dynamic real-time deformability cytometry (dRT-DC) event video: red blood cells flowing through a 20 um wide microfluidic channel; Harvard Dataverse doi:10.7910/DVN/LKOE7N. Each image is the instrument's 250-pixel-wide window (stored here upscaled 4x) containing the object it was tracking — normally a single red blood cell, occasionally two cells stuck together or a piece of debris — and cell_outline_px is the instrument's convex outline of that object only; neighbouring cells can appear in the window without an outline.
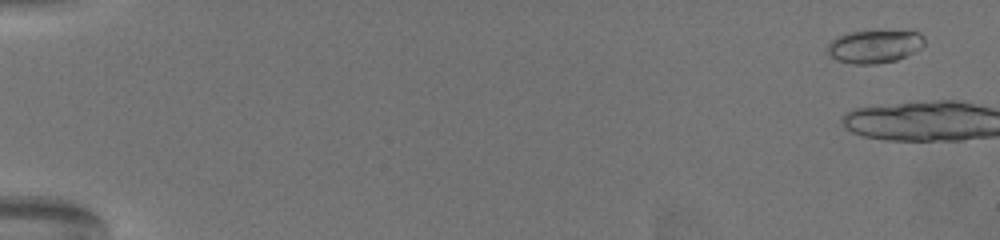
{"species": "common noctule bat (a hibernating species)", "species_latin": "Nyctalus noctula", "temperature_condition": "warm", "stored_images_in_passage": 7, "camera_frame_rate_fps": 3000, "um_per_image_px": 0.085, "animal": {"sex": "female", "body_mass_g": 19.5, "forearm_length_mm": 54.1}, "frame": {"image": 1, "passage_image": 4, "time_ms": 1.0, "image_size_px": [1000, 240], "cell_outline_px": [[924, 44], [920, 48], [896, 60], [876, 64], [852, 64], [836, 60], [828, 52], [828, 44], [836, 36], [848, 32], [920, 32], [924, 36]], "centroid_in_image_um": [74.3, 3.96], "position_along_channel_um": 10.7, "area_um2": 18.26}}